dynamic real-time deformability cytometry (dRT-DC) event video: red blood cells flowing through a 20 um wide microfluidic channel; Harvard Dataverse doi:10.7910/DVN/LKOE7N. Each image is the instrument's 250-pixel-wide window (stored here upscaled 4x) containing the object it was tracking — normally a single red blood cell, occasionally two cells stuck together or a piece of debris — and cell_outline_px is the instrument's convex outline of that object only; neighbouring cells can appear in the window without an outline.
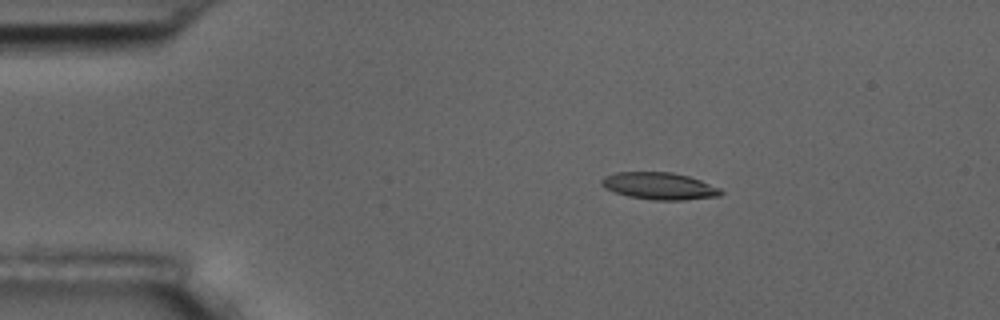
{"species": "common noctule bat (a hibernating species)", "species_latin": "Nyctalus noctula", "temperature_condition": "room temperature", "stored_images_in_passage": 9, "camera_frame_rate_fps": 3000, "um_per_image_px": 0.085, "animal": {"sex": "male", "body_mass_g": 17.5, "forearm_length_mm": 52.3}, "frame": {"image": 1, "passage_image": 2, "time_ms": 1.0, "image_size_px": [1000, 320], "cell_outline_px": [[724, 192], [720, 196], [684, 200], [652, 200], [628, 196], [604, 188], [600, 184], [600, 180], [604, 176], [616, 172], [672, 172], [688, 176], [700, 180], [720, 188]], "centroid_in_image_um": [56.03, 15.81], "position_along_channel_um": 29.0, "area_um2": 18.9}}
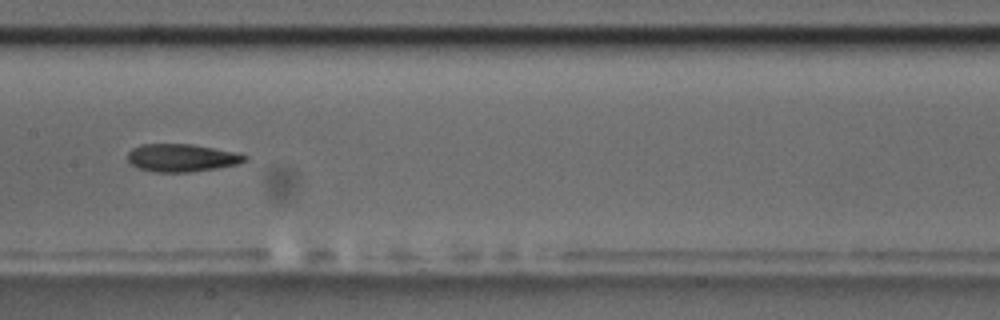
{"frame": {"image": 2, "passage_image": 7, "time_ms": 7.0, "image_size_px": [1000, 320], "cell_outline_px": [[248, 160], [236, 164], [216, 168], [188, 172], [152, 172], [140, 168], [132, 164], [128, 160], [128, 152], [132, 148], [140, 144], [192, 144], [240, 152], [248, 156]], "centroid_in_image_um": [15.48, 13.4], "position_along_channel_um": 191.9, "area_um2": 19.07}}
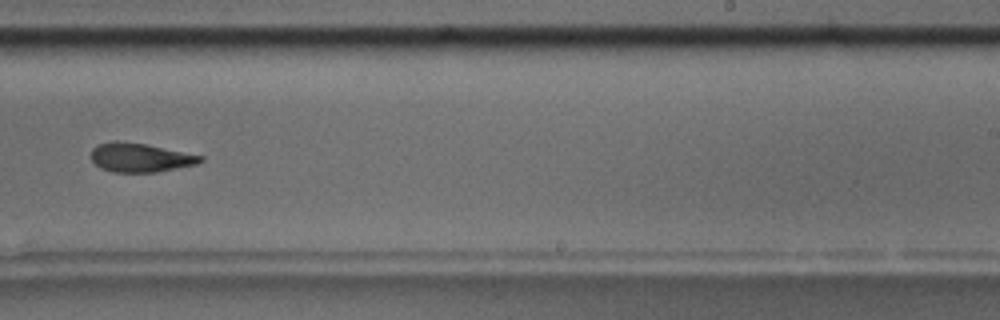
{"frame": {"image": 3, "passage_image": 9, "time_ms": 9.333, "image_size_px": [1000, 320], "cell_outline_px": [[204, 160], [196, 164], [156, 172], [112, 172], [100, 168], [92, 160], [92, 148], [96, 144], [112, 140], [116, 140], [144, 144], [204, 156]], "centroid_in_image_um": [11.88, 13.38], "position_along_channel_um": 277.1, "area_um2": 18.38}}